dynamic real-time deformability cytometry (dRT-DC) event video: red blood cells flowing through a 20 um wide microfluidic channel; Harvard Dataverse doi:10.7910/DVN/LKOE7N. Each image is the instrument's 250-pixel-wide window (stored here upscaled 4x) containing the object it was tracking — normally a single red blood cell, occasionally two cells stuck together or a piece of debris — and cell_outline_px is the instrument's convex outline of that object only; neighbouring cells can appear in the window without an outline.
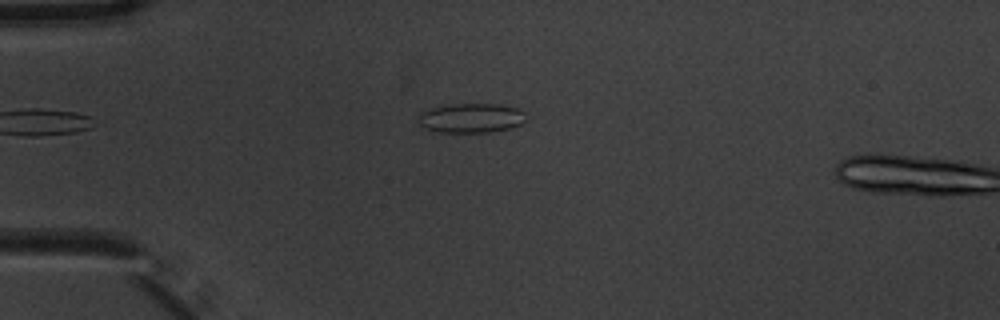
{"species": "common noctule bat (a hibernating species)", "species_latin": "Nyctalus noctula", "temperature_condition": "warm", "stored_images_in_passage": 5, "camera_frame_rate_fps": 3000, "um_per_image_px": 0.085, "animal": {"sex": "male", "body_mass_g": 20.1, "forearm_length_mm": 53.5}, "frame": {"image": 1, "passage_image": 5, "time_ms": 1.333, "image_size_px": [1000, 320], "cell_outline_px": [[524, 120], [520, 124], [508, 128], [488, 132], [436, 132], [424, 128], [416, 120], [416, 116], [420, 112], [428, 108], [448, 104], [500, 104], [516, 108], [524, 112]], "centroid_in_image_um": [39.94, 10.02], "position_along_channel_um": 45.1, "area_um2": 18.61}}